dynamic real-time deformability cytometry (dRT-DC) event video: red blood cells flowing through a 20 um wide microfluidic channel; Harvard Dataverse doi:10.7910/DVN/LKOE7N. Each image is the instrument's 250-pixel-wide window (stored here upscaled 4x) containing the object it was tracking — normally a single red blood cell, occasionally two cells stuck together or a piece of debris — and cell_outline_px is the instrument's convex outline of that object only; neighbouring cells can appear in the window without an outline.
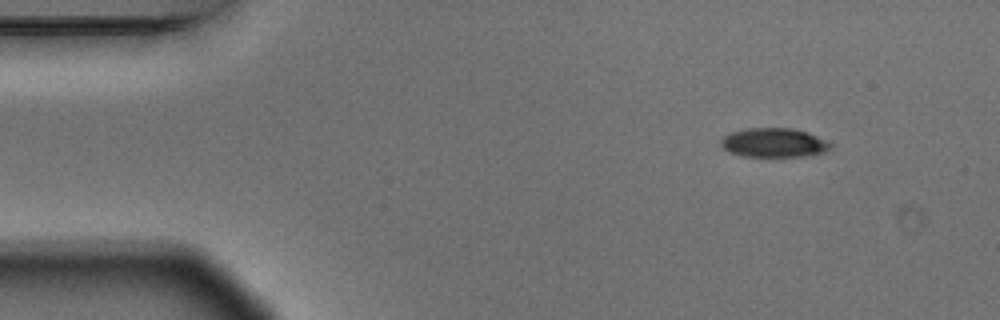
{"species": "Egyptian fruit bat (a non-hibernating species)", "species_latin": "Rousettus aegyptiacus", "temperature_condition": "warm", "stored_images_in_passage": 4, "camera_frame_rate_fps": 3000, "um_per_image_px": 0.085, "animal": {"sex": "male"}, "frame": {"image": 1, "passage_image": 1, "time_ms": 0.0, "image_size_px": [1000, 320], "cell_outline_px": [[832, 148], [828, 152], [804, 156], [744, 156], [728, 152], [720, 144], [720, 140], [724, 136], [732, 132], [748, 128], [792, 128], [808, 132], [828, 140], [832, 144]], "centroid_in_image_um": [65.84, 12.13], "position_along_channel_um": 19.2, "area_um2": 18.79}}
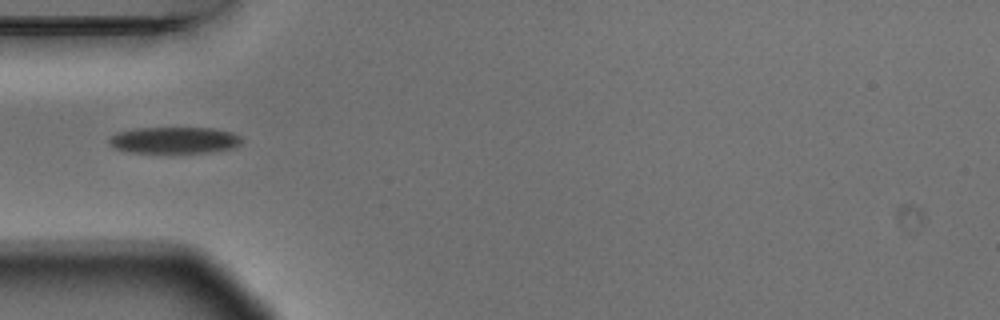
{"frame": {"image": 2, "passage_image": 4, "time_ms": 1.0, "image_size_px": [1000, 320], "cell_outline_px": [[244, 140], [240, 144], [232, 148], [204, 152], [128, 152], [112, 148], [108, 144], [108, 140], [116, 132], [136, 128], [212, 128], [232, 132], [240, 136]], "centroid_in_image_um": [14.78, 11.91], "position_along_channel_um": 70.2, "area_um2": 20.46}}